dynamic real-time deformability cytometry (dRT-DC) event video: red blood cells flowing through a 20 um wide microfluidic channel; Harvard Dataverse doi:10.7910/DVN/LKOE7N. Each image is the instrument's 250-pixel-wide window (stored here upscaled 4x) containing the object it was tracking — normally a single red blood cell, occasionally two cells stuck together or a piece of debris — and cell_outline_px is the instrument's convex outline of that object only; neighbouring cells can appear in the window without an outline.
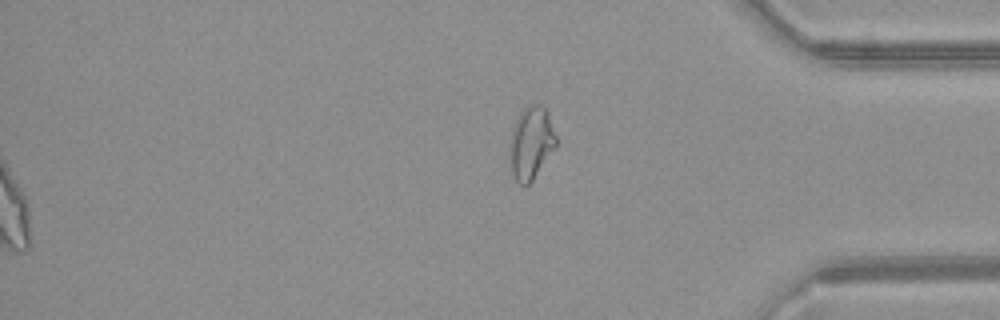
{"species": "common noctule bat (a hibernating species)", "species_latin": "Nyctalus noctula", "temperature_condition": "warm", "stored_images_in_passage": 52, "segment_of_instrument_passage": [2, 2], "camera_frame_rate_fps": 3000, "um_per_image_px": 0.085, "animal": {"sex": "female", "body_mass_g": 21.9}, "frame": {"image": 1, "passage_image": 52, "time_ms": 17.0, "image_size_px": [1000, 320], "cell_outline_px": [[556, 148], [532, 180], [524, 188], [516, 180], [512, 172], [508, 140], [512, 128], [520, 112], [524, 108], [536, 104], [540, 104], [548, 112], [556, 136]], "centroid_in_image_um": [45.13, 12.16], "position_along_channel_um": 390.1, "area_um2": 19.71}}